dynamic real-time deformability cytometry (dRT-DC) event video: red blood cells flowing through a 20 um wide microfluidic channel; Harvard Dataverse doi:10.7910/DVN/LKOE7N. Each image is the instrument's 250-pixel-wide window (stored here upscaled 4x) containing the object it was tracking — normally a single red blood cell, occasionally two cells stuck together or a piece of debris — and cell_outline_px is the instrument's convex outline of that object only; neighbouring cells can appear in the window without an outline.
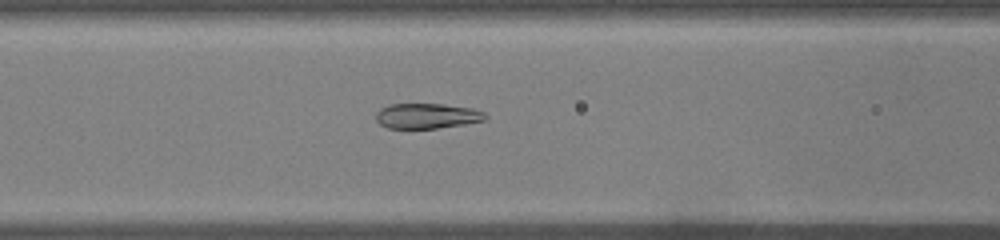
{"species": "common noctule bat (a hibernating species)", "species_latin": "Nyctalus noctula", "temperature_condition": "warm", "stored_images_in_passage": 34, "camera_frame_rate_fps": 3000, "um_per_image_px": 0.085, "animal": {"sex": "male", "body_mass_g": 19.0, "forearm_length_mm": 50.8}, "frame": {"image": 1, "passage_image": 5, "time_ms": 1.333, "image_size_px": [1000, 240], "cell_outline_px": [[488, 120], [464, 124], [436, 128], [388, 128], [380, 124], [376, 120], [376, 112], [380, 108], [388, 104], [444, 104], [472, 108], [484, 112], [488, 116]], "centroid_in_image_um": [36.31, 9.85], "position_along_channel_um": 130.3, "area_um2": 16.18}}
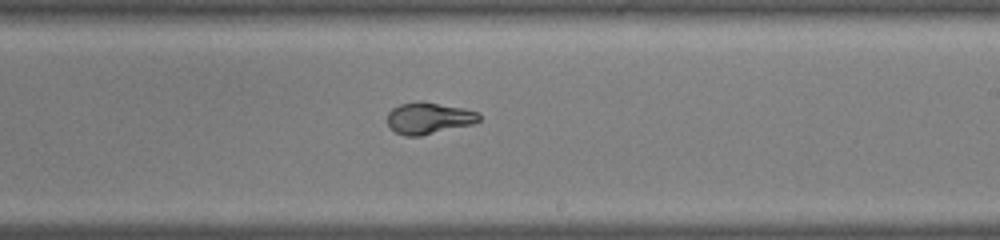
{"frame": {"image": 2, "passage_image": 14, "time_ms": 4.333, "image_size_px": [1000, 240], "cell_outline_px": [[480, 120], [472, 124], [420, 136], [404, 136], [396, 132], [388, 124], [388, 112], [392, 108], [400, 104], [416, 100], [420, 100], [464, 108], [480, 112]], "centroid_in_image_um": [36.45, 10.02], "position_along_channel_um": 252.6, "area_um2": 16.99}}
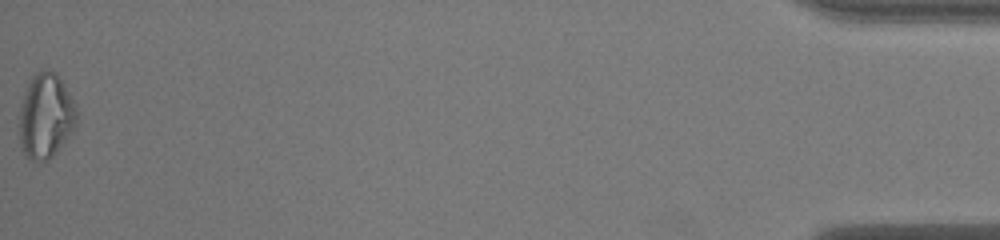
{"frame": {"image": 3, "passage_image": 34, "time_ms": 11.0, "image_size_px": [1000, 240], "cell_outline_px": [[76, 124], [72, 132], [56, 152], [48, 160], [32, 160], [20, 148], [20, 104], [24, 92], [32, 72], [44, 68], [48, 68], [56, 72], [64, 84], [76, 108]], "centroid_in_image_um": [3.87, 9.79], "position_along_channel_um": 431.3, "area_um2": 28.5}}